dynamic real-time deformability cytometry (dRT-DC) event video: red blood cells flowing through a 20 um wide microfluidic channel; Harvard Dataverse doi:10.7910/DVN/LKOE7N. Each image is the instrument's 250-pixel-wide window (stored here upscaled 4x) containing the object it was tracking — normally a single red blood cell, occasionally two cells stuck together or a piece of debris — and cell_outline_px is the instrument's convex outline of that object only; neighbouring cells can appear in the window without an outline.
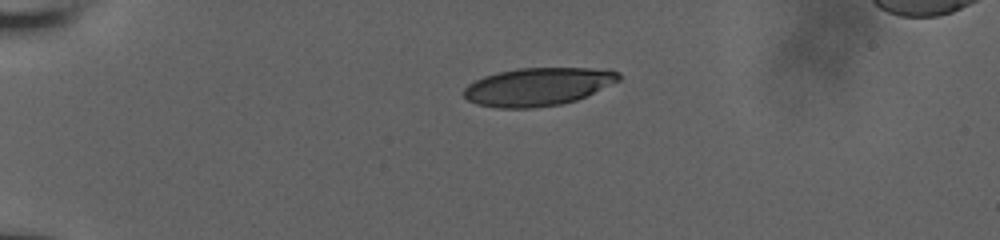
{"species": "human", "species_latin": "Homo sapiens", "temperature_condition": "room temperature", "stored_images_in_passage": 7, "camera_frame_rate_fps": 3000, "um_per_image_px": 0.085, "donor": {"sex": "male"}, "frame": {"image": 1, "passage_image": 1, "time_ms": 0.0, "image_size_px": [1000, 240], "cell_outline_px": [[620, 80], [576, 100], [560, 104], [532, 108], [496, 108], [476, 104], [468, 100], [464, 96], [464, 88], [468, 84], [484, 76], [496, 72], [516, 68], [588, 68], [620, 72]], "centroid_in_image_um": [45.67, 7.37], "position_along_channel_um": 39.3, "area_um2": 34.16}}
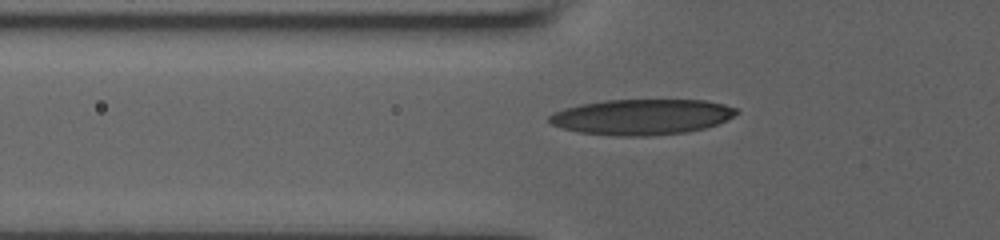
{"frame": {"image": 2, "passage_image": 4, "time_ms": 2.333, "image_size_px": [1000, 240], "cell_outline_px": [[740, 112], [716, 124], [704, 128], [688, 132], [648, 136], [616, 136], [580, 132], [564, 128], [552, 124], [548, 120], [548, 116], [552, 112], [564, 108], [580, 104], [604, 100], [704, 100], [724, 104], [736, 108]], "centroid_in_image_um": [54.52, 9.93], "position_along_channel_um": 71.3, "area_um2": 38.78}}
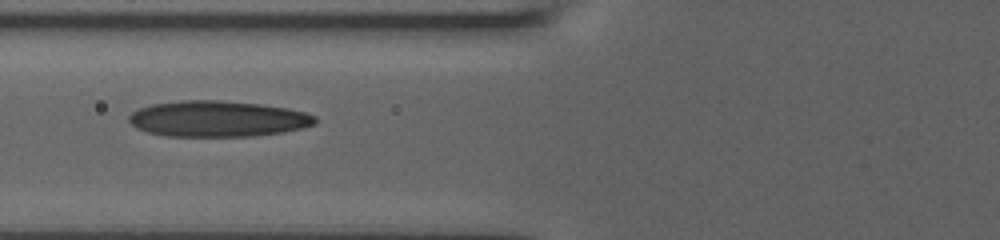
{"frame": {"image": 3, "passage_image": 6, "time_ms": 3.333, "image_size_px": [1000, 240], "cell_outline_px": [[316, 124], [284, 132], [252, 136], [168, 136], [148, 132], [136, 128], [128, 120], [128, 116], [132, 112], [140, 108], [152, 104], [184, 100], [216, 100], [260, 104], [288, 108], [304, 112], [316, 116]], "centroid_in_image_um": [18.5, 10.1], "position_along_channel_um": 107.3, "area_um2": 38.9}}